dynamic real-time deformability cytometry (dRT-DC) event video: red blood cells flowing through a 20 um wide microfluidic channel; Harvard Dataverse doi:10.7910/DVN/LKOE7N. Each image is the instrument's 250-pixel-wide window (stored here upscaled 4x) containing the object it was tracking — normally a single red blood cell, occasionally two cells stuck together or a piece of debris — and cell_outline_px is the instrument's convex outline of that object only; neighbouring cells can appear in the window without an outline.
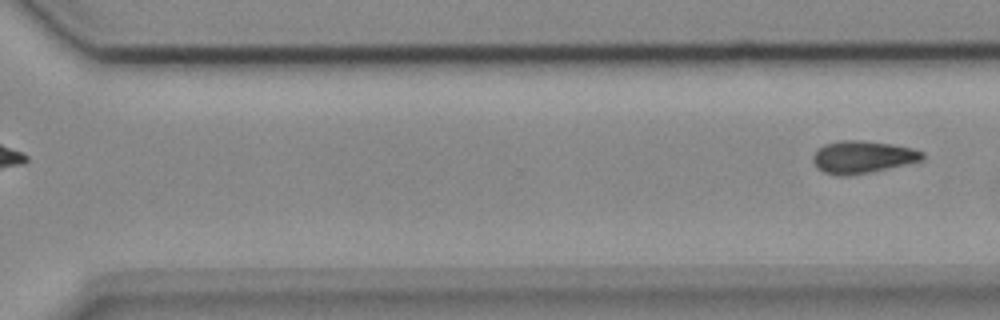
{"species": "common noctule bat (a hibernating species)", "species_latin": "Nyctalus noctula", "temperature_condition": "cold", "stored_images_in_passage": 10, "segment_of_instrument_passage": [3, 3], "camera_frame_rate_fps": 3000, "um_per_image_px": 0.085, "animal": {"sex": "female", "body_mass_g": 18.4}, "frame": {"image": 1, "passage_image": 10, "time_ms": 3.0, "image_size_px": [1000, 320], "cell_outline_px": [[924, 160], [888, 168], [848, 176], [836, 176], [824, 172], [816, 168], [812, 160], [812, 156], [824, 144], [840, 140], [860, 140], [892, 144], [912, 148], [924, 152]], "centroid_in_image_um": [73.3, 13.35], "position_along_channel_um": 297.3, "area_um2": 20.69}}